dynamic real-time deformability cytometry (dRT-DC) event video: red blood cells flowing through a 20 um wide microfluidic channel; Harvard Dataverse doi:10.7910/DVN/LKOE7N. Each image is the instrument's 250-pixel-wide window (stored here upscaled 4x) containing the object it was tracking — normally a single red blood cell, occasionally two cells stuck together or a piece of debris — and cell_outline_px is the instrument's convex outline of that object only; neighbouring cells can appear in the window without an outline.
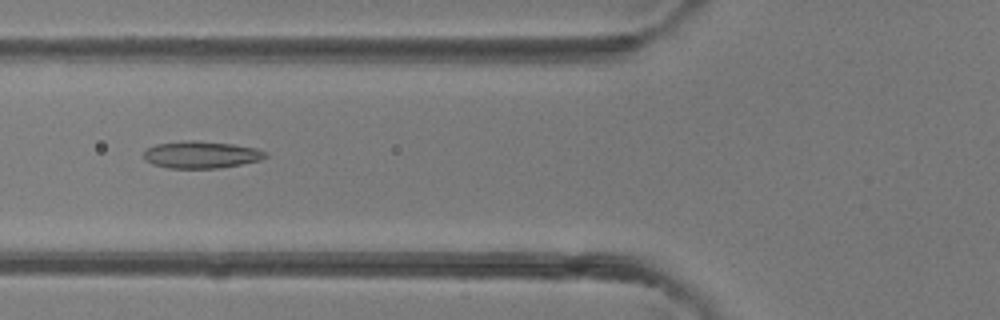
{"species": "common noctule bat (a hibernating species)", "species_latin": "Nyctalus noctula", "temperature_condition": "room temperature", "stored_images_in_passage": 5, "camera_frame_rate_fps": 3000, "um_per_image_px": 0.085, "animal": {"sex": "female"}, "frame": {"image": 1, "passage_image": 5, "time_ms": 4.333, "image_size_px": [1000, 320], "cell_outline_px": [[268, 156], [260, 160], [220, 168], [168, 168], [152, 164], [144, 160], [144, 152], [148, 148], [156, 144], [188, 140], [196, 140], [232, 144], [256, 148], [268, 152]], "centroid_in_image_um": [17.1, 13.15], "position_along_channel_um": 108.7, "area_um2": 19.25}}